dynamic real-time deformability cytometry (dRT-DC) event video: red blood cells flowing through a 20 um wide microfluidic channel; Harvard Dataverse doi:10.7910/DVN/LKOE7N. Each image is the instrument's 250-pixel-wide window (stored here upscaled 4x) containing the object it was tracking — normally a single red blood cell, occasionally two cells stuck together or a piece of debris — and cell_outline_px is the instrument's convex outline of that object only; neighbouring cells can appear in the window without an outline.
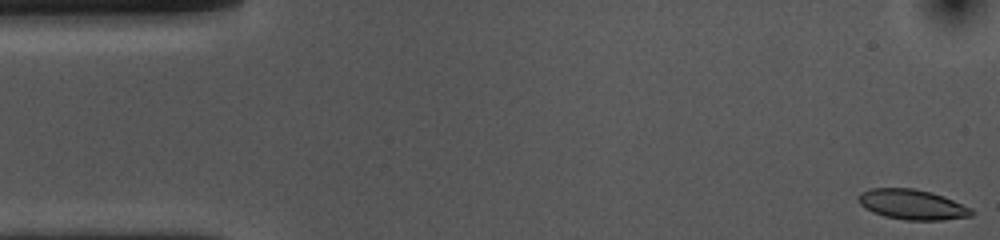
{"species": "common noctule bat (a hibernating species)", "species_latin": "Nyctalus noctula", "temperature_condition": "cold", "stored_images_in_passage": 54, "camera_frame_rate_fps": 3000, "um_per_image_px": 0.085, "animal": {"sex": "female", "body_mass_g": 10.0, "forearm_length_mm": 53.1}, "frame": {"image": 1, "passage_image": 1, "time_ms": 0.0, "image_size_px": [1000, 240], "cell_outline_px": [[972, 216], [944, 220], [904, 220], [884, 216], [872, 212], [864, 208], [860, 204], [856, 196], [860, 192], [872, 188], [912, 188], [932, 192], [944, 196], [972, 208]], "centroid_in_image_um": [77.51, 17.38], "position_along_channel_um": 7.5, "area_um2": 20.06}}
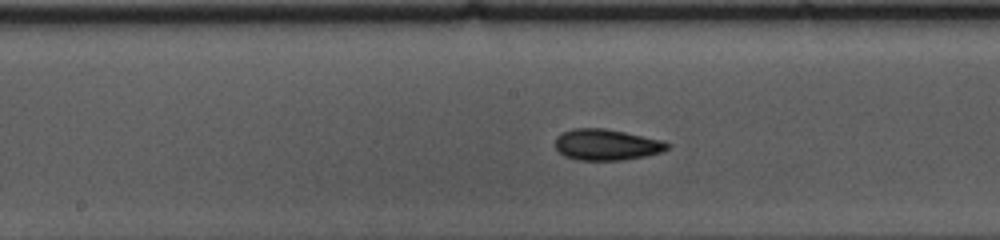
{"frame": {"image": 2, "passage_image": 26, "time_ms": 8.333, "image_size_px": [1000, 240], "cell_outline_px": [[672, 144], [664, 152], [648, 156], [624, 160], [576, 160], [564, 156], [556, 148], [556, 136], [572, 128], [604, 128], [664, 140]], "centroid_in_image_um": [51.61, 12.31], "position_along_channel_um": 196.6, "area_um2": 20.58}}
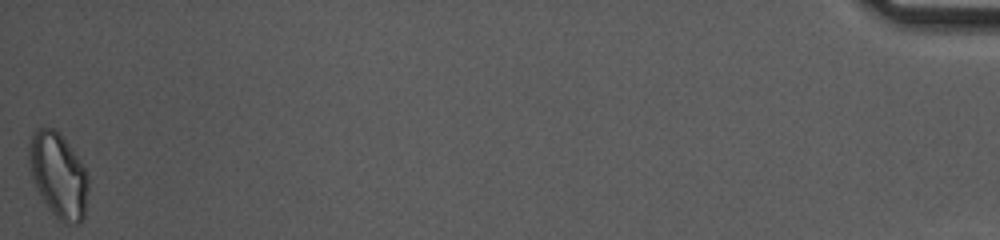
{"frame": {"image": 3, "passage_image": 54, "time_ms": 17.667, "image_size_px": [1000, 240], "cell_outline_px": [[88, 192], [84, 216], [80, 224], [64, 224], [48, 208], [36, 188], [32, 176], [28, 160], [28, 148], [32, 136], [36, 128], [52, 128], [60, 132], [84, 168], [88, 176]], "centroid_in_image_um": [4.96, 14.91], "position_along_channel_um": 430.2, "area_um2": 29.19}, "authors_computed_cell_mechanics": {"area_um2": 20.23, "velocity_mm_per_s": 3.6143, "shape_relaxation_time_tau1_ms": 4.2206, "shape_relaxation_time_tau2_ms": 4.6187, "deformation_change_tau1": 0.1094, "deformation_change_tau2": 0.0816}}